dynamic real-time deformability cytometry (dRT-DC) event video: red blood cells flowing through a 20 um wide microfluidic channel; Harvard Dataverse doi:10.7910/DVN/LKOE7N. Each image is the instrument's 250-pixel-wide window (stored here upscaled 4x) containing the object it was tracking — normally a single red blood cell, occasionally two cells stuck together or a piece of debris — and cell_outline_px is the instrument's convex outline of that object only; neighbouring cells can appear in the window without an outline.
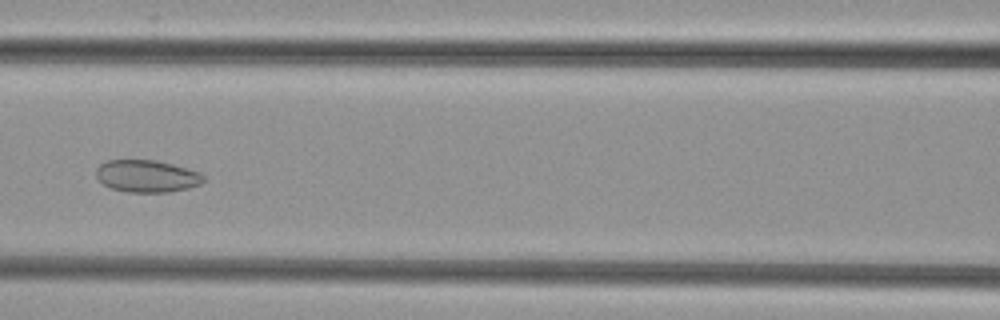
{"species": "common noctule bat (a hibernating species)", "species_latin": "Nyctalus noctula", "temperature_condition": "cold", "stored_images_in_passage": 49, "camera_frame_rate_fps": 3000, "um_per_image_px": 0.085, "animal": {"sex": "female", "body_mass_g": 29.2, "forearm_length_mm": 56.3}, "frame": {"image": 1, "passage_image": 21, "time_ms": 6.667, "image_size_px": [1000, 320], "cell_outline_px": [[204, 180], [200, 184], [188, 188], [168, 192], [128, 192], [112, 188], [104, 184], [96, 176], [96, 168], [100, 164], [108, 160], [156, 160], [172, 164], [200, 172], [204, 176]], "centroid_in_image_um": [12.48, 14.96], "position_along_channel_um": 154.1, "area_um2": 20.06}}
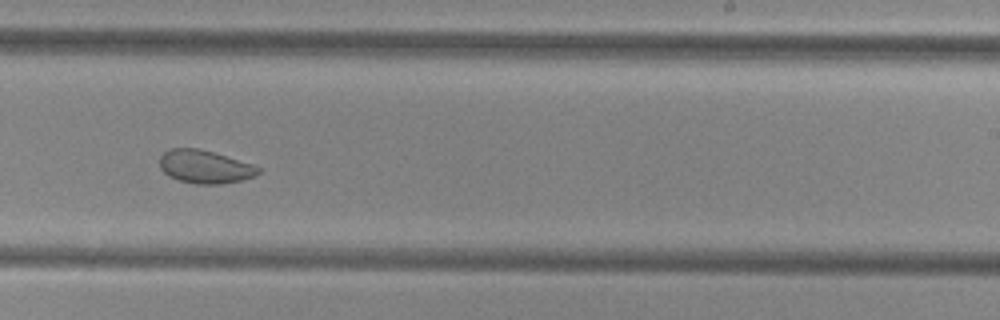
{"frame": {"image": 2, "passage_image": 30, "time_ms": 9.667, "image_size_px": [1000, 320], "cell_outline_px": [[260, 172], [256, 176], [244, 180], [220, 184], [196, 184], [180, 180], [168, 176], [160, 168], [160, 156], [168, 148], [196, 148], [212, 152], [252, 164], [260, 168]], "centroid_in_image_um": [17.41, 14.18], "position_along_channel_um": 271.6, "area_um2": 19.02}}
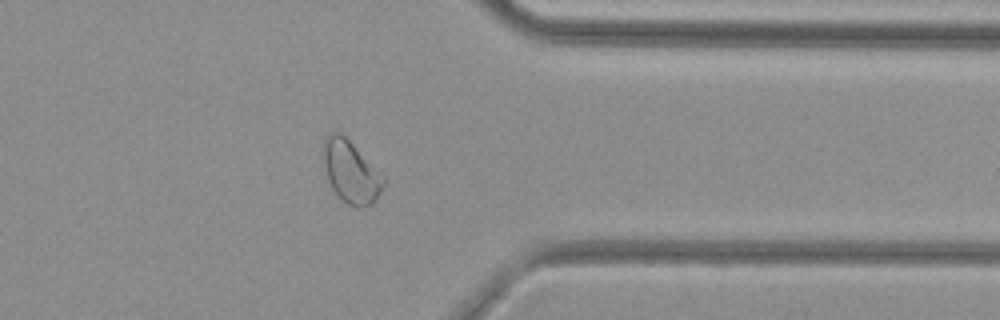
{"frame": {"image": 3, "passage_image": 39, "time_ms": 12.667, "image_size_px": [1000, 320], "cell_outline_px": [[388, 180], [376, 200], [372, 204], [364, 208], [356, 208], [348, 204], [332, 188], [328, 180], [320, 152], [324, 140], [328, 132], [340, 132]], "centroid_in_image_um": [29.81, 14.61], "position_along_channel_um": 381.6, "area_um2": 22.02}}